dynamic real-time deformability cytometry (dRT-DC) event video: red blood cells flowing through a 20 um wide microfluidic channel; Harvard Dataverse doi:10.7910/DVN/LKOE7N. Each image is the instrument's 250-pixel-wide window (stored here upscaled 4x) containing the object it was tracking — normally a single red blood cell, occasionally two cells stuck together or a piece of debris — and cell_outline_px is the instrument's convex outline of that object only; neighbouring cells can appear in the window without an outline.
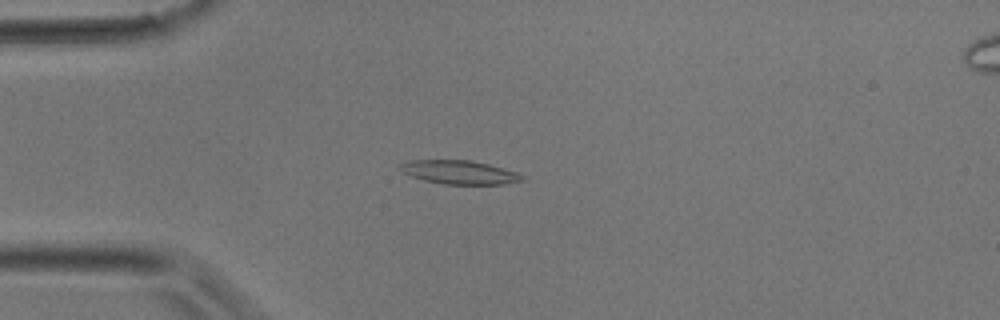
{"species": "common noctule bat (a hibernating species)", "species_latin": "Nyctalus noctula", "temperature_condition": "room temperature", "stored_images_in_passage": 36, "camera_frame_rate_fps": 3000, "um_per_image_px": 0.085, "animal": {"sex": "male", "body_mass_g": 17.9}, "frame": {"image": 1, "passage_image": 8, "time_ms": 2.333, "image_size_px": [1000, 320], "cell_outline_px": [[524, 180], [504, 184], [440, 184], [424, 180], [412, 176], [396, 168], [400, 164], [412, 160], [468, 160], [488, 164], [516, 172], [524, 176]], "centroid_in_image_um": [39.03, 14.64], "position_along_channel_um": 46.0, "area_um2": 16.7}}
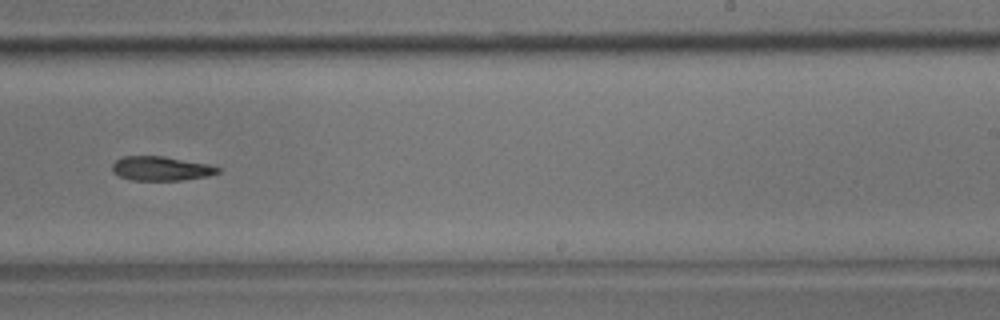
{"frame": {"image": 2, "passage_image": 22, "time_ms": 7.0, "image_size_px": [1000, 320], "cell_outline_px": [[220, 172], [208, 176], [180, 180], [132, 180], [120, 176], [112, 172], [112, 164], [116, 160], [124, 156], [164, 156], [208, 164], [220, 168]], "centroid_in_image_um": [13.68, 14.32], "position_along_channel_um": 275.3, "area_um2": 14.85}}
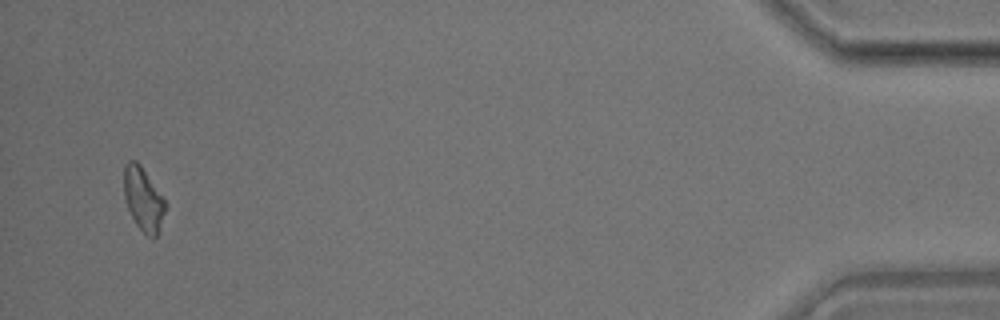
{"frame": {"image": 3, "passage_image": 35, "time_ms": 11.333, "image_size_px": [1000, 320], "cell_outline_px": [[168, 204], [160, 232], [156, 236], [148, 236], [136, 224], [128, 208], [124, 196], [124, 164], [128, 160], [136, 160], [140, 164]], "centroid_in_image_um": [12.21, 16.92], "position_along_channel_um": 423.0, "area_um2": 15.43}}